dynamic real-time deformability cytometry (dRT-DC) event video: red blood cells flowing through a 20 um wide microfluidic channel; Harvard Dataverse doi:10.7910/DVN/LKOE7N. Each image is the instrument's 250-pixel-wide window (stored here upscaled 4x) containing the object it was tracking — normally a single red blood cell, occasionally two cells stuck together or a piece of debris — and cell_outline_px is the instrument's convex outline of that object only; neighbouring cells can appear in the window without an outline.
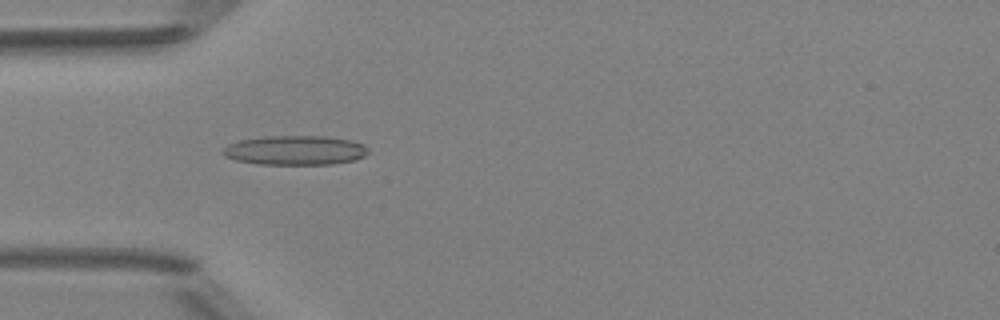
{"species": "Egyptian fruit bat (a non-hibernating species)", "species_latin": "Rousettus aegyptiacus", "temperature_condition": "room temperature", "stored_images_in_passage": 4, "camera_frame_rate_fps": 3000, "um_per_image_px": 0.085, "animal": {"sex": "female"}, "frame": {"image": 1, "passage_image": 1, "time_ms": 0.0, "image_size_px": [1000, 320], "cell_outline_px": [[368, 152], [364, 156], [356, 160], [332, 164], [260, 164], [236, 160], [224, 156], [224, 148], [228, 144], [236, 140], [264, 136], [324, 136], [352, 140], [364, 144], [368, 148]], "centroid_in_image_um": [25.1, 12.76], "position_along_channel_um": 59.9, "area_um2": 25.03}}
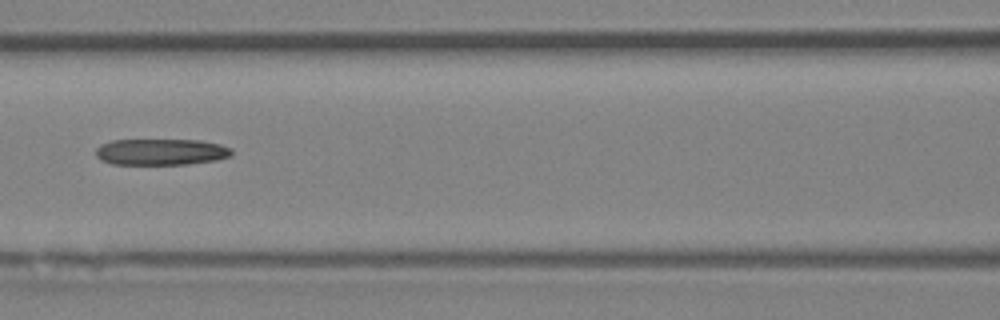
{"frame": {"image": 2, "passage_image": 3, "time_ms": 2.333, "image_size_px": [1000, 320], "cell_outline_px": [[232, 156], [216, 160], [188, 164], [112, 164], [100, 160], [96, 156], [96, 148], [100, 144], [112, 140], [200, 140], [220, 144], [232, 148]], "centroid_in_image_um": [13.69, 12.91], "position_along_channel_um": 152.9, "area_um2": 20.98}}
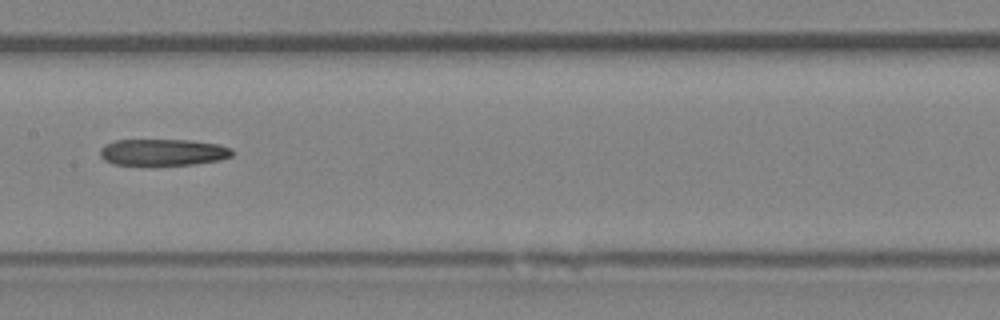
{"frame": {"image": 3, "passage_image": 4, "time_ms": 3.333, "image_size_px": [1000, 320], "cell_outline_px": [[236, 152], [232, 156], [220, 160], [196, 164], [156, 168], [112, 164], [104, 160], [100, 156], [100, 148], [104, 144], [116, 140], [192, 140], [220, 144], [232, 148]], "centroid_in_image_um": [13.86, 12.99], "position_along_channel_um": 193.5, "area_um2": 21.79}}